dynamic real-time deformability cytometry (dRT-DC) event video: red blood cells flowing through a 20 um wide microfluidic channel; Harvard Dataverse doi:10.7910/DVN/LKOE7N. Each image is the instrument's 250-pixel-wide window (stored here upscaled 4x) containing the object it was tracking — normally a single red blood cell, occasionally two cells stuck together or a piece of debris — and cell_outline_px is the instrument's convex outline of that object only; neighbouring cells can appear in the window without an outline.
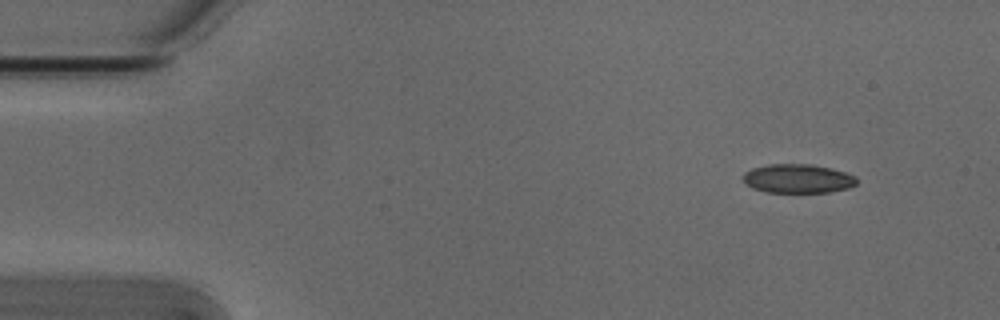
{"species": "Egyptian fruit bat (a non-hibernating species)", "species_latin": "Rousettus aegyptiacus", "temperature_condition": "cold", "stored_images_in_passage": 4, "camera_frame_rate_fps": 3000, "um_per_image_px": 0.085, "animal": {"sex": "male"}, "frame": {"image": 1, "passage_image": 2, "time_ms": 0.333, "image_size_px": [1000, 320], "cell_outline_px": [[856, 184], [848, 188], [828, 192], [768, 192], [752, 188], [740, 176], [744, 172], [752, 168], [768, 164], [812, 164], [832, 168], [856, 176]], "centroid_in_image_um": [67.8, 15.17], "position_along_channel_um": 17.2, "area_um2": 19.19}}
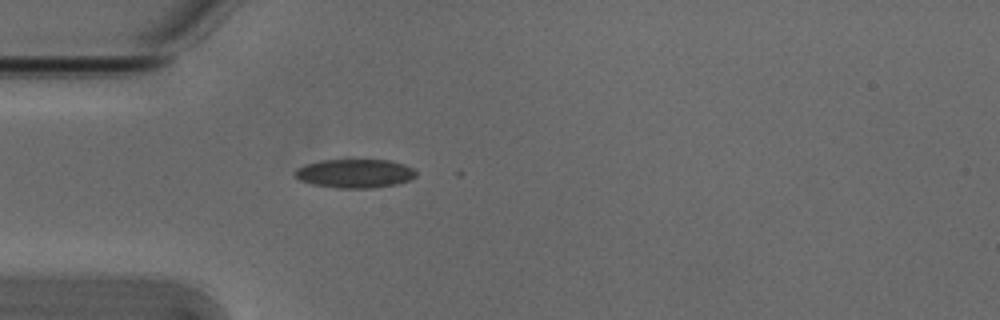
{"frame": {"image": 2, "passage_image": 4, "time_ms": 1.0, "image_size_px": [1000, 320], "cell_outline_px": [[416, 176], [412, 180], [396, 184], [372, 188], [336, 188], [312, 184], [300, 180], [292, 172], [296, 168], [304, 164], [320, 160], [344, 156], [388, 160], [404, 164], [412, 168], [416, 172]], "centroid_in_image_um": [30.13, 14.69], "position_along_channel_um": 54.9, "area_um2": 21.44}}